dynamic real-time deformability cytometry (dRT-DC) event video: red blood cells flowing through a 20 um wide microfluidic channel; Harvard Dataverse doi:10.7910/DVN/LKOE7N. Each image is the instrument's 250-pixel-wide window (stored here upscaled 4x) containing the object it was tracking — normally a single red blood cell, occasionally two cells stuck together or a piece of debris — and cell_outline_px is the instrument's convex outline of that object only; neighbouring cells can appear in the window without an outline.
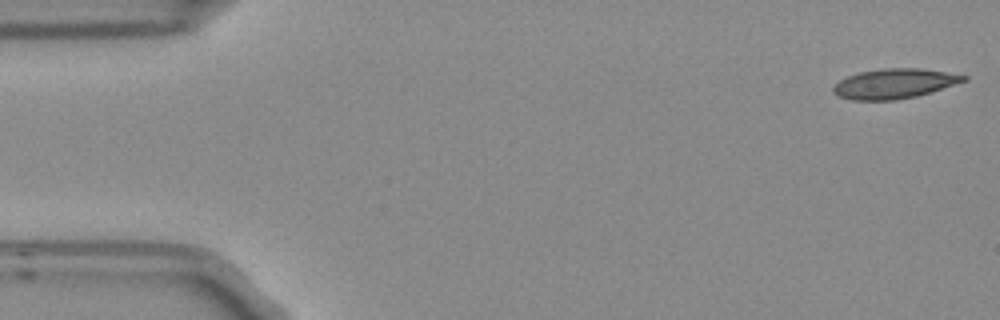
{"species": "Egyptian fruit bat (a non-hibernating species)", "species_latin": "Rousettus aegyptiacus", "temperature_condition": "room temperature", "stored_images_in_passage": 5, "segment_of_instrument_passage": [1, 2], "camera_frame_rate_fps": 3000, "um_per_image_px": 0.085, "frame": {"image": 1, "passage_image": 1, "time_ms": 0.0, "image_size_px": [1000, 320], "cell_outline_px": [[968, 80], [916, 96], [896, 100], [852, 100], [836, 96], [832, 92], [832, 88], [840, 80], [848, 76], [860, 72], [884, 68], [920, 68], [968, 76]], "centroid_in_image_um": [75.98, 7.11], "position_along_channel_um": 9.0, "area_um2": 22.48}}
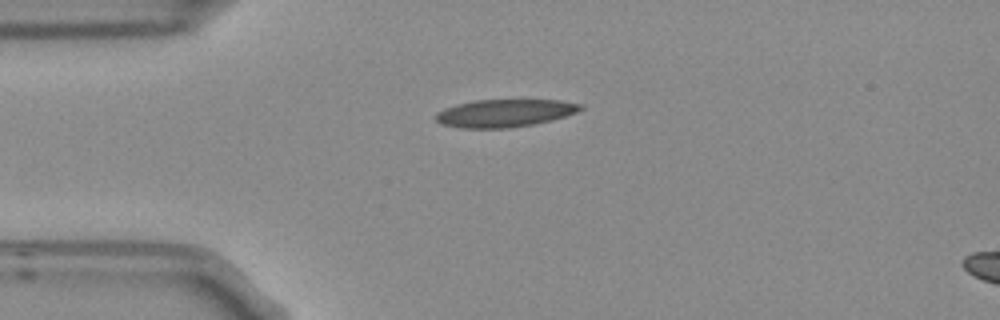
{"frame": {"image": 2, "passage_image": 4, "time_ms": 1.0, "image_size_px": [1000, 320], "cell_outline_px": [[584, 108], [576, 112], [552, 120], [536, 124], [508, 128], [460, 128], [440, 124], [432, 116], [436, 112], [444, 108], [456, 104], [472, 100], [560, 100], [584, 104]], "centroid_in_image_um": [42.86, 9.61], "position_along_channel_um": 42.1, "area_um2": 23.7}}